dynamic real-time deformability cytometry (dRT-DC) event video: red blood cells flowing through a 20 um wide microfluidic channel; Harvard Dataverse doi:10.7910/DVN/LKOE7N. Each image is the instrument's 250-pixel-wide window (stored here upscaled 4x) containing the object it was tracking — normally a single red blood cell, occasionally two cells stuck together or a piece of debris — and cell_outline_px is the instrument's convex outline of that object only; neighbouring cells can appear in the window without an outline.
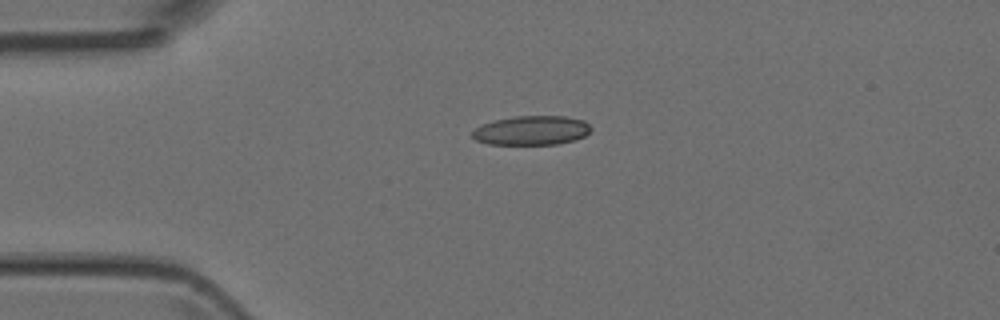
{"species": "Egyptian fruit bat (a non-hibernating species)", "species_latin": "Rousettus aegyptiacus", "temperature_condition": "room temperature", "stored_images_in_passage": 2, "camera_frame_rate_fps": 3000, "um_per_image_px": 0.085, "animal": {"sex": "female"}, "frame": {"image": 1, "passage_image": 1, "time_ms": 0.0, "image_size_px": [1000, 320], "cell_outline_px": [[592, 128], [584, 136], [576, 140], [556, 144], [488, 144], [476, 140], [472, 136], [472, 132], [476, 128], [484, 124], [496, 120], [516, 116], [564, 116], [584, 120]], "centroid_in_image_um": [45.21, 11.09], "position_along_channel_um": 39.8, "area_um2": 20.06}}